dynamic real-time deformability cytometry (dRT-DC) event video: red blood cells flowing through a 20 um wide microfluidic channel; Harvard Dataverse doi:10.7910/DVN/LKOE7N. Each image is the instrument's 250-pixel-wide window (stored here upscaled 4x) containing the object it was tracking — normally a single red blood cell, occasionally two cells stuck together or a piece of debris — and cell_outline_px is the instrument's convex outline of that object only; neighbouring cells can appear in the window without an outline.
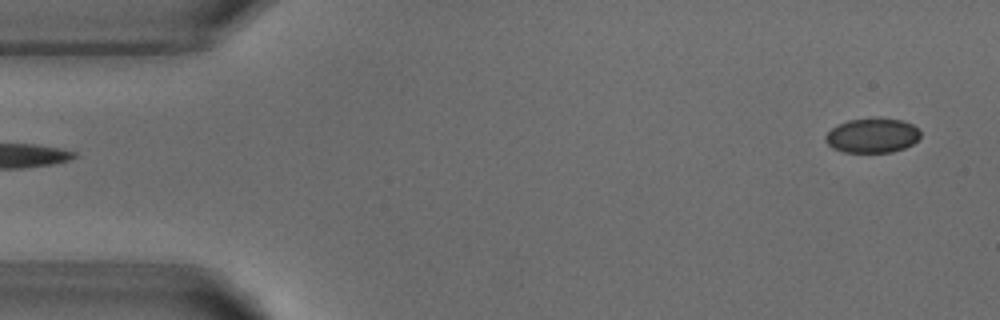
{"species": "common noctule bat (a hibernating species)", "species_latin": "Nyctalus noctula", "temperature_condition": "warm", "stored_images_in_passage": 3, "segment_of_instrument_passage": [2, 2], "camera_frame_rate_fps": 3000, "um_per_image_px": 0.085, "animal": {"sex": "male", "body_mass_g": 18.8}, "frame": {"image": 1, "passage_image": 3, "time_ms": 2.333, "image_size_px": [1000, 320], "cell_outline_px": [[920, 136], [912, 144], [904, 148], [892, 152], [844, 152], [832, 148], [824, 140], [824, 136], [832, 128], [848, 120], [872, 116], [904, 120], [912, 124], [920, 132]], "centroid_in_image_um": [74.13, 11.49], "position_along_channel_um": 10.9, "area_um2": 19.42}}